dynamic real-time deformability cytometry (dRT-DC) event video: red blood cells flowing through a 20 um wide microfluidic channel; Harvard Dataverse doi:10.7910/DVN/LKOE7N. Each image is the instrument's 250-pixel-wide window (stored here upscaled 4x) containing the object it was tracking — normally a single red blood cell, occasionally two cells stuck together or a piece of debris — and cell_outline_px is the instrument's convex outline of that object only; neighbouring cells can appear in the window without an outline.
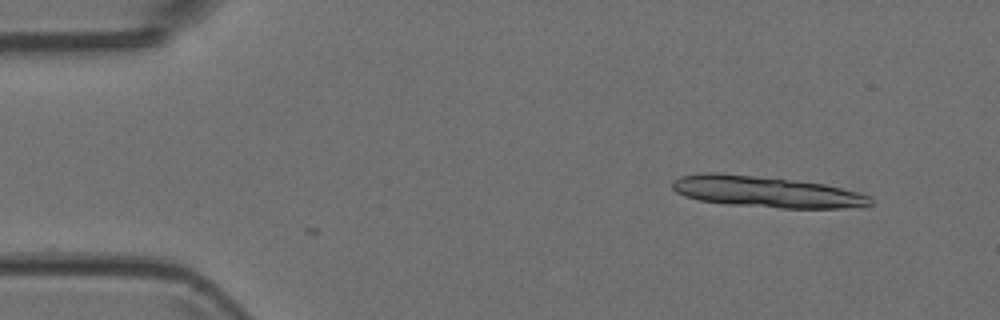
{"species": "Egyptian fruit bat (a non-hibernating species)", "species_latin": "Rousettus aegyptiacus", "temperature_condition": "room temperature", "stored_images_in_passage": 2, "camera_frame_rate_fps": 3000, "um_per_image_px": 0.085, "animal": {"sex": "female"}, "frame": {"image": 1, "passage_image": 2, "time_ms": 1.0, "image_size_px": [1000, 320], "cell_outline_px": [[872, 204], [868, 208], [780, 208], [732, 204], [700, 200], [684, 196], [676, 192], [672, 188], [672, 180], [680, 176], [704, 172], [716, 172], [824, 184], [860, 192], [872, 196]], "centroid_in_image_um": [65.2, 16.31], "position_along_channel_um": 19.8, "area_um2": 35.95}}